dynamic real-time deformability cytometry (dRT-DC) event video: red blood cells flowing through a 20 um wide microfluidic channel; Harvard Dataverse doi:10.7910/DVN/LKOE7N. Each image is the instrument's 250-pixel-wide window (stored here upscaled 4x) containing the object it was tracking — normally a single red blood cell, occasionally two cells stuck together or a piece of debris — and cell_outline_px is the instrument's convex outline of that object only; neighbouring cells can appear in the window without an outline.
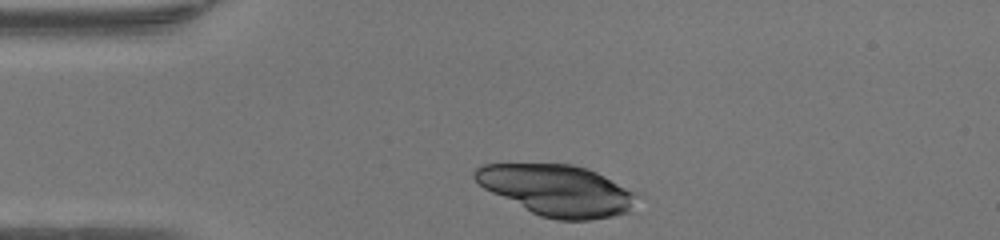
{"species": "human", "species_latin": "Homo sapiens", "temperature_condition": "warm", "stored_images_in_passage": 29, "camera_frame_rate_fps": 3000, "um_per_image_px": 0.085, "donor": {"sex": "female"}, "frame": {"image": 1, "passage_image": 1, "time_ms": 0.0, "image_size_px": [1000, 240], "cell_outline_px": [[644, 196], [628, 212], [612, 216], [588, 220], [556, 220], [540, 216], [484, 188], [472, 176], [472, 172], [476, 168], [484, 164], [572, 164], [588, 168], [640, 192]], "centroid_in_image_um": [47.46, 16.17], "position_along_channel_um": 37.5, "area_um2": 48.49}}
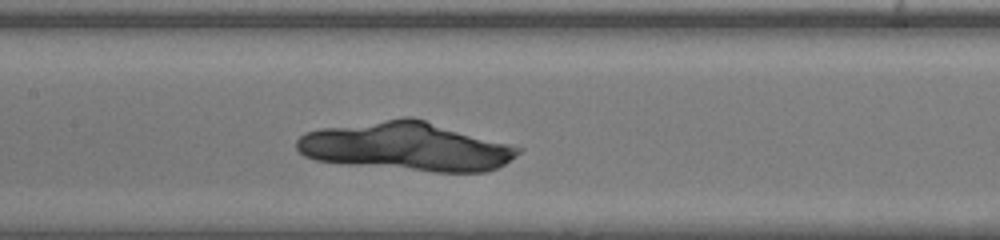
{"frame": {"image": 2, "passage_image": 13, "time_ms": 4.0, "image_size_px": [1000, 240], "cell_outline_px": [[524, 148], [516, 156], [504, 164], [496, 168], [484, 172], [432, 172], [348, 164], [316, 160], [304, 156], [296, 148], [296, 140], [304, 132], [320, 128], [404, 116], [412, 116]], "centroid_in_image_um": [34.52, 12.44], "position_along_channel_um": 172.9, "area_um2": 63.06}}
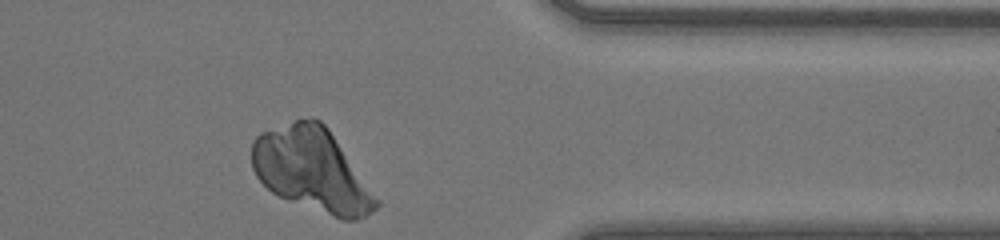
{"frame": {"image": 3, "passage_image": 29, "time_ms": 9.333, "image_size_px": [1000, 240], "cell_outline_px": [[380, 204], [372, 212], [356, 220], [340, 220], [280, 196], [272, 192], [256, 176], [252, 168], [252, 144], [256, 136], [260, 132], [300, 116], [312, 116], [320, 120], [328, 128], [380, 200]], "centroid_in_image_um": [26.51, 14.4], "position_along_channel_um": 384.9, "area_um2": 60.63}}